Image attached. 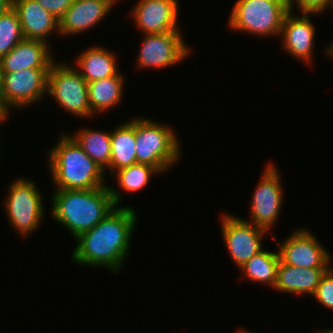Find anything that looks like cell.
I'll return each mask as SVG.
<instances>
[{"label": "cell", "mask_w": 333, "mask_h": 333, "mask_svg": "<svg viewBox=\"0 0 333 333\" xmlns=\"http://www.w3.org/2000/svg\"><path fill=\"white\" fill-rule=\"evenodd\" d=\"M47 95L73 116L93 117L89 104L88 83L80 73L66 62L56 61L47 76Z\"/></svg>", "instance_id": "8992f818"}, {"label": "cell", "mask_w": 333, "mask_h": 333, "mask_svg": "<svg viewBox=\"0 0 333 333\" xmlns=\"http://www.w3.org/2000/svg\"><path fill=\"white\" fill-rule=\"evenodd\" d=\"M220 218L223 241L239 269L263 250L262 239L268 231L229 213H223Z\"/></svg>", "instance_id": "30bf717a"}, {"label": "cell", "mask_w": 333, "mask_h": 333, "mask_svg": "<svg viewBox=\"0 0 333 333\" xmlns=\"http://www.w3.org/2000/svg\"><path fill=\"white\" fill-rule=\"evenodd\" d=\"M280 262L279 252L262 250L254 255L239 269L245 278L261 284H267L274 288L277 279V269Z\"/></svg>", "instance_id": "603a6c76"}, {"label": "cell", "mask_w": 333, "mask_h": 333, "mask_svg": "<svg viewBox=\"0 0 333 333\" xmlns=\"http://www.w3.org/2000/svg\"><path fill=\"white\" fill-rule=\"evenodd\" d=\"M48 152V166L57 189H95L105 185V171L67 133Z\"/></svg>", "instance_id": "3957f363"}, {"label": "cell", "mask_w": 333, "mask_h": 333, "mask_svg": "<svg viewBox=\"0 0 333 333\" xmlns=\"http://www.w3.org/2000/svg\"><path fill=\"white\" fill-rule=\"evenodd\" d=\"M49 46V43L41 40L23 39L0 58L4 73L28 68H51L55 58Z\"/></svg>", "instance_id": "2e32d148"}, {"label": "cell", "mask_w": 333, "mask_h": 333, "mask_svg": "<svg viewBox=\"0 0 333 333\" xmlns=\"http://www.w3.org/2000/svg\"><path fill=\"white\" fill-rule=\"evenodd\" d=\"M118 73L109 78L88 83V96L91 113L95 116L119 105L124 90V77Z\"/></svg>", "instance_id": "44dd1931"}, {"label": "cell", "mask_w": 333, "mask_h": 333, "mask_svg": "<svg viewBox=\"0 0 333 333\" xmlns=\"http://www.w3.org/2000/svg\"><path fill=\"white\" fill-rule=\"evenodd\" d=\"M323 307L333 310V268L330 267L320 279L312 295Z\"/></svg>", "instance_id": "484cf974"}, {"label": "cell", "mask_w": 333, "mask_h": 333, "mask_svg": "<svg viewBox=\"0 0 333 333\" xmlns=\"http://www.w3.org/2000/svg\"><path fill=\"white\" fill-rule=\"evenodd\" d=\"M315 333H333V328H330V329H325V330H318L317 332Z\"/></svg>", "instance_id": "d6a6232c"}, {"label": "cell", "mask_w": 333, "mask_h": 333, "mask_svg": "<svg viewBox=\"0 0 333 333\" xmlns=\"http://www.w3.org/2000/svg\"><path fill=\"white\" fill-rule=\"evenodd\" d=\"M25 39H47L55 31L59 34V19L46 11L37 0H13Z\"/></svg>", "instance_id": "e0dca14e"}, {"label": "cell", "mask_w": 333, "mask_h": 333, "mask_svg": "<svg viewBox=\"0 0 333 333\" xmlns=\"http://www.w3.org/2000/svg\"><path fill=\"white\" fill-rule=\"evenodd\" d=\"M236 333H252V332H249L248 330L244 329H239Z\"/></svg>", "instance_id": "836d02e7"}, {"label": "cell", "mask_w": 333, "mask_h": 333, "mask_svg": "<svg viewBox=\"0 0 333 333\" xmlns=\"http://www.w3.org/2000/svg\"><path fill=\"white\" fill-rule=\"evenodd\" d=\"M137 219L133 208L117 206L94 228L75 239L72 260L78 265L106 267L117 273L130 251Z\"/></svg>", "instance_id": "6da1fadb"}, {"label": "cell", "mask_w": 333, "mask_h": 333, "mask_svg": "<svg viewBox=\"0 0 333 333\" xmlns=\"http://www.w3.org/2000/svg\"><path fill=\"white\" fill-rule=\"evenodd\" d=\"M294 3L297 5V9L302 12L308 13H323L328 10L332 0H291L290 10H293Z\"/></svg>", "instance_id": "4316f807"}, {"label": "cell", "mask_w": 333, "mask_h": 333, "mask_svg": "<svg viewBox=\"0 0 333 333\" xmlns=\"http://www.w3.org/2000/svg\"><path fill=\"white\" fill-rule=\"evenodd\" d=\"M13 7V0H0V16Z\"/></svg>", "instance_id": "f1b7e54d"}, {"label": "cell", "mask_w": 333, "mask_h": 333, "mask_svg": "<svg viewBox=\"0 0 333 333\" xmlns=\"http://www.w3.org/2000/svg\"><path fill=\"white\" fill-rule=\"evenodd\" d=\"M3 81H4V71L0 63V101H1V92L3 89Z\"/></svg>", "instance_id": "f546056e"}, {"label": "cell", "mask_w": 333, "mask_h": 333, "mask_svg": "<svg viewBox=\"0 0 333 333\" xmlns=\"http://www.w3.org/2000/svg\"><path fill=\"white\" fill-rule=\"evenodd\" d=\"M332 43L329 44V46H327V48H325L326 50V54H328L327 56H330V59H333V41H331Z\"/></svg>", "instance_id": "4dcf8cb0"}, {"label": "cell", "mask_w": 333, "mask_h": 333, "mask_svg": "<svg viewBox=\"0 0 333 333\" xmlns=\"http://www.w3.org/2000/svg\"><path fill=\"white\" fill-rule=\"evenodd\" d=\"M105 172L111 159V132L83 128L71 136Z\"/></svg>", "instance_id": "7402d4cb"}, {"label": "cell", "mask_w": 333, "mask_h": 333, "mask_svg": "<svg viewBox=\"0 0 333 333\" xmlns=\"http://www.w3.org/2000/svg\"><path fill=\"white\" fill-rule=\"evenodd\" d=\"M38 3L48 12L60 19L74 0H37Z\"/></svg>", "instance_id": "83f0119b"}, {"label": "cell", "mask_w": 333, "mask_h": 333, "mask_svg": "<svg viewBox=\"0 0 333 333\" xmlns=\"http://www.w3.org/2000/svg\"><path fill=\"white\" fill-rule=\"evenodd\" d=\"M52 216L76 239L94 228L120 205L121 193L111 186L95 189H56L52 194Z\"/></svg>", "instance_id": "7a4b0ae2"}, {"label": "cell", "mask_w": 333, "mask_h": 333, "mask_svg": "<svg viewBox=\"0 0 333 333\" xmlns=\"http://www.w3.org/2000/svg\"><path fill=\"white\" fill-rule=\"evenodd\" d=\"M136 118L122 123L111 131L110 173L137 163Z\"/></svg>", "instance_id": "ffe728a7"}, {"label": "cell", "mask_w": 333, "mask_h": 333, "mask_svg": "<svg viewBox=\"0 0 333 333\" xmlns=\"http://www.w3.org/2000/svg\"><path fill=\"white\" fill-rule=\"evenodd\" d=\"M282 2L283 4H291V0H277Z\"/></svg>", "instance_id": "e575fe53"}, {"label": "cell", "mask_w": 333, "mask_h": 333, "mask_svg": "<svg viewBox=\"0 0 333 333\" xmlns=\"http://www.w3.org/2000/svg\"><path fill=\"white\" fill-rule=\"evenodd\" d=\"M118 0H74L59 19V35L81 34L102 21Z\"/></svg>", "instance_id": "9a60e30c"}, {"label": "cell", "mask_w": 333, "mask_h": 333, "mask_svg": "<svg viewBox=\"0 0 333 333\" xmlns=\"http://www.w3.org/2000/svg\"><path fill=\"white\" fill-rule=\"evenodd\" d=\"M178 0H138L130 13L143 34L180 31Z\"/></svg>", "instance_id": "4fadbf2b"}, {"label": "cell", "mask_w": 333, "mask_h": 333, "mask_svg": "<svg viewBox=\"0 0 333 333\" xmlns=\"http://www.w3.org/2000/svg\"><path fill=\"white\" fill-rule=\"evenodd\" d=\"M280 260L300 268H330L331 255L307 229H297L281 243L278 242Z\"/></svg>", "instance_id": "7c38bea8"}, {"label": "cell", "mask_w": 333, "mask_h": 333, "mask_svg": "<svg viewBox=\"0 0 333 333\" xmlns=\"http://www.w3.org/2000/svg\"><path fill=\"white\" fill-rule=\"evenodd\" d=\"M50 68H28L4 73L0 109L10 114L11 108L37 103L47 95V76Z\"/></svg>", "instance_id": "ba28073f"}, {"label": "cell", "mask_w": 333, "mask_h": 333, "mask_svg": "<svg viewBox=\"0 0 333 333\" xmlns=\"http://www.w3.org/2000/svg\"><path fill=\"white\" fill-rule=\"evenodd\" d=\"M75 66L87 83L115 76L119 72L113 51L98 45L81 52L75 61Z\"/></svg>", "instance_id": "d6986e66"}, {"label": "cell", "mask_w": 333, "mask_h": 333, "mask_svg": "<svg viewBox=\"0 0 333 333\" xmlns=\"http://www.w3.org/2000/svg\"><path fill=\"white\" fill-rule=\"evenodd\" d=\"M264 169L250 202L251 221L246 222L271 232L281 212L284 192L278 168L268 162Z\"/></svg>", "instance_id": "9c48e42d"}, {"label": "cell", "mask_w": 333, "mask_h": 333, "mask_svg": "<svg viewBox=\"0 0 333 333\" xmlns=\"http://www.w3.org/2000/svg\"><path fill=\"white\" fill-rule=\"evenodd\" d=\"M181 34V31L144 34L137 56V68L163 69L188 58L191 49Z\"/></svg>", "instance_id": "8fae6325"}, {"label": "cell", "mask_w": 333, "mask_h": 333, "mask_svg": "<svg viewBox=\"0 0 333 333\" xmlns=\"http://www.w3.org/2000/svg\"><path fill=\"white\" fill-rule=\"evenodd\" d=\"M8 190L4 199L8 221L23 238L27 237L41 226L44 218L42 193L33 181L24 177L13 181Z\"/></svg>", "instance_id": "52a82bcc"}, {"label": "cell", "mask_w": 333, "mask_h": 333, "mask_svg": "<svg viewBox=\"0 0 333 333\" xmlns=\"http://www.w3.org/2000/svg\"><path fill=\"white\" fill-rule=\"evenodd\" d=\"M290 5L277 0H237L228 25L233 31L277 37Z\"/></svg>", "instance_id": "5b68a950"}, {"label": "cell", "mask_w": 333, "mask_h": 333, "mask_svg": "<svg viewBox=\"0 0 333 333\" xmlns=\"http://www.w3.org/2000/svg\"><path fill=\"white\" fill-rule=\"evenodd\" d=\"M8 115H9V113H7V112L3 111L2 109H0V125H1V123H3L4 121L7 120Z\"/></svg>", "instance_id": "1f68e13d"}, {"label": "cell", "mask_w": 333, "mask_h": 333, "mask_svg": "<svg viewBox=\"0 0 333 333\" xmlns=\"http://www.w3.org/2000/svg\"><path fill=\"white\" fill-rule=\"evenodd\" d=\"M160 174V172L153 166L148 164L136 163L115 171L112 175H116L117 184L120 190L129 193H135L144 189L152 175Z\"/></svg>", "instance_id": "cb8c5ba5"}, {"label": "cell", "mask_w": 333, "mask_h": 333, "mask_svg": "<svg viewBox=\"0 0 333 333\" xmlns=\"http://www.w3.org/2000/svg\"><path fill=\"white\" fill-rule=\"evenodd\" d=\"M328 269L294 267L280 260L274 289L294 295H313L321 277Z\"/></svg>", "instance_id": "ac0fdd59"}, {"label": "cell", "mask_w": 333, "mask_h": 333, "mask_svg": "<svg viewBox=\"0 0 333 333\" xmlns=\"http://www.w3.org/2000/svg\"><path fill=\"white\" fill-rule=\"evenodd\" d=\"M301 14L295 16L293 10L286 14L280 33L281 43L284 52L310 64L315 46V26L309 16L319 13L302 12Z\"/></svg>", "instance_id": "5bb4252c"}, {"label": "cell", "mask_w": 333, "mask_h": 333, "mask_svg": "<svg viewBox=\"0 0 333 333\" xmlns=\"http://www.w3.org/2000/svg\"><path fill=\"white\" fill-rule=\"evenodd\" d=\"M330 7H331V9L333 10V0H332V3H331V5H330Z\"/></svg>", "instance_id": "d590c367"}, {"label": "cell", "mask_w": 333, "mask_h": 333, "mask_svg": "<svg viewBox=\"0 0 333 333\" xmlns=\"http://www.w3.org/2000/svg\"><path fill=\"white\" fill-rule=\"evenodd\" d=\"M169 125L148 118H136L137 163L155 167L160 174L179 162L181 143Z\"/></svg>", "instance_id": "277c9868"}, {"label": "cell", "mask_w": 333, "mask_h": 333, "mask_svg": "<svg viewBox=\"0 0 333 333\" xmlns=\"http://www.w3.org/2000/svg\"><path fill=\"white\" fill-rule=\"evenodd\" d=\"M25 39L17 12L11 8L0 16V58Z\"/></svg>", "instance_id": "d4e9b609"}]
</instances>
